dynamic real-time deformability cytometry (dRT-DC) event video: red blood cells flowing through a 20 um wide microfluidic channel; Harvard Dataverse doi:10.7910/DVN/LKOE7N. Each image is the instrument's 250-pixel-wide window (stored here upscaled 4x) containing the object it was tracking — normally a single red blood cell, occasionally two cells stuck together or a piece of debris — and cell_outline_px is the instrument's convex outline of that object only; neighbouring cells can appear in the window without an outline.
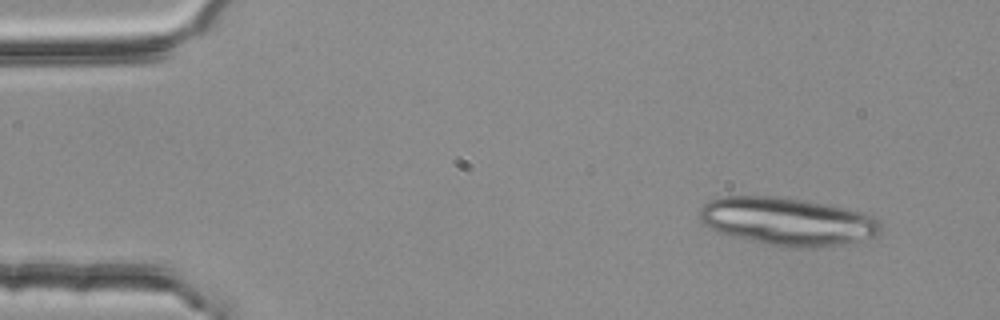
{"species": "common noctule bat (a hibernating species)", "species_latin": "Nyctalus noctula", "temperature_condition": "room temperature", "stored_images_in_passage": 3, "camera_frame_rate_fps": 3000, "um_per_image_px": 0.085, "animal": {"sex": "female", "body_mass_g": 25.1}, "frame": {"image": 1, "passage_image": 1, "time_ms": 0.0, "image_size_px": [1000, 320], "cell_outline_px": [[884, 228], [876, 236], [860, 240], [840, 244], [816, 248], [784, 248], [764, 244], [732, 236], [720, 232], [704, 224], [700, 216], [700, 208], [708, 200], [720, 196], [768, 196], [804, 200], [828, 204], [844, 208], [872, 216]], "centroid_in_image_um": [66.92, 18.83], "position_along_channel_um": 18.1, "area_um2": 50.52}}